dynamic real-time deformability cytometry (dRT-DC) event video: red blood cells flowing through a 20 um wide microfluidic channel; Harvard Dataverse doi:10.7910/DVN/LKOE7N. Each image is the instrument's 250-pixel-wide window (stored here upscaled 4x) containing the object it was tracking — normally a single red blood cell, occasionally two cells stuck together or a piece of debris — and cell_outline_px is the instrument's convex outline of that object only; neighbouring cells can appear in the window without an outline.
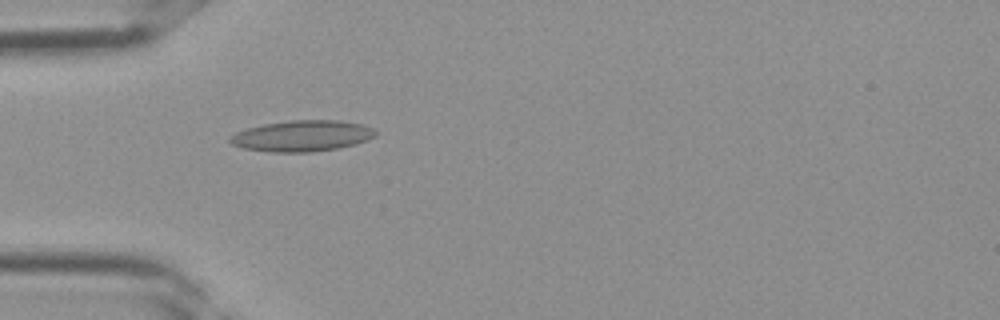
{"species": "Egyptian fruit bat (a non-hibernating species)", "species_latin": "Rousettus aegyptiacus", "temperature_condition": "room temperature", "stored_images_in_passage": 37, "camera_frame_rate_fps": 3000, "um_per_image_px": 0.085, "frame": {"image": 1, "passage_image": 11, "time_ms": 3.333, "image_size_px": [1000, 320], "cell_outline_px": [[376, 136], [368, 140], [356, 144], [336, 148], [312, 152], [272, 152], [240, 148], [232, 144], [228, 140], [228, 136], [236, 132], [248, 128], [264, 124], [292, 120], [340, 120], [360, 124], [372, 128], [376, 132]], "centroid_in_image_um": [25.65, 11.55], "position_along_channel_um": 59.3, "area_um2": 26.36}}
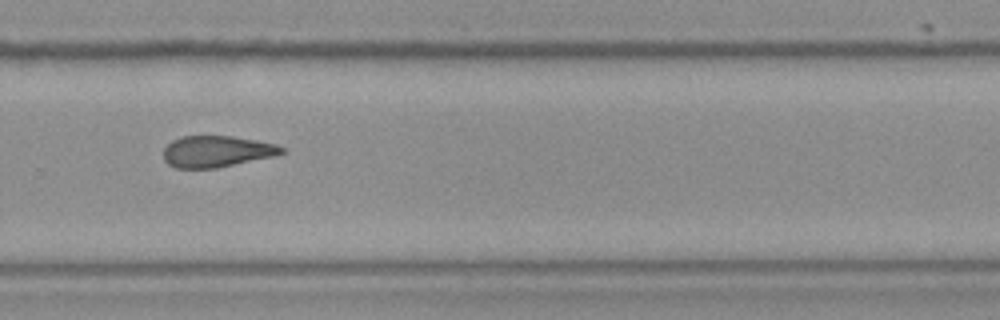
{"frame": {"image": 2, "passage_image": 25, "time_ms": 8.0, "image_size_px": [1000, 320], "cell_outline_px": [[284, 152], [276, 156], [216, 168], [176, 168], [168, 164], [164, 160], [164, 148], [172, 140], [180, 136], [232, 136], [256, 140], [276, 144], [284, 148]], "centroid_in_image_um": [18.42, 12.87], "position_along_channel_um": 311.4, "area_um2": 21.68}}
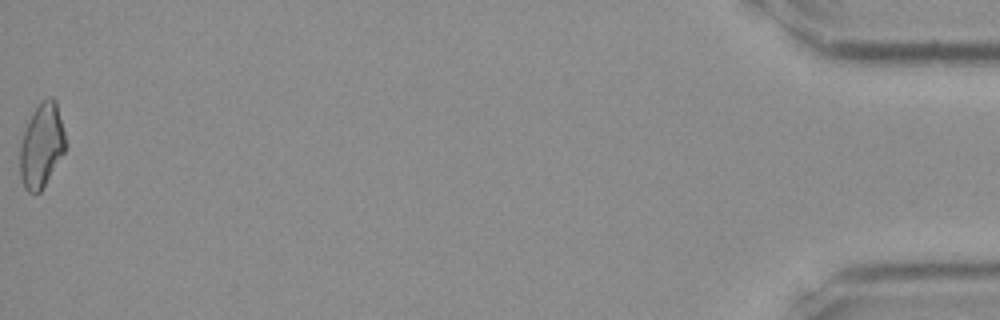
{"frame": {"image": 3, "passage_image": 37, "time_ms": 12.0, "image_size_px": [1000, 320], "cell_outline_px": [[64, 152], [40, 192], [28, 192], [24, 188], [20, 176], [20, 144], [24, 132], [32, 112], [48, 96], [52, 96], [56, 100], [64, 132]], "centroid_in_image_um": [3.52, 12.37], "position_along_channel_um": 431.7, "area_um2": 21.85}}